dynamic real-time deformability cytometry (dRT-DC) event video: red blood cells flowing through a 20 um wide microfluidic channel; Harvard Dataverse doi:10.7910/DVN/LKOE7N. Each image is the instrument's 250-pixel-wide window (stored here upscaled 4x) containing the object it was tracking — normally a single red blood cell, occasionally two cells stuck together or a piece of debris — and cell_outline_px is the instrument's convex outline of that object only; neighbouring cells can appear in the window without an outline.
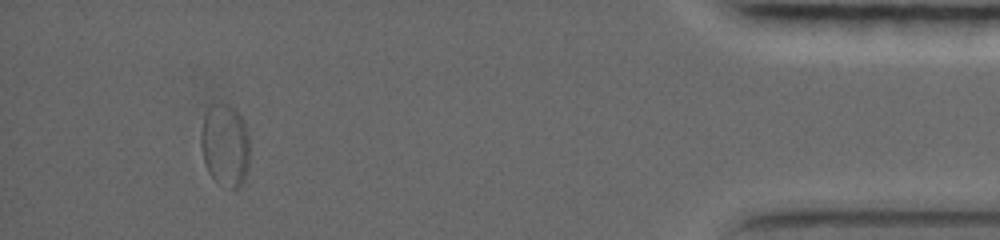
{"species": "common noctule bat (a hibernating species)", "species_latin": "Nyctalus noctula", "temperature_condition": "warm", "stored_images_in_passage": 122, "segment_of_instrument_passage": [2, 3], "camera_frame_rate_fps": 5000, "um_per_image_px": 0.085, "animal": {"sex": "female", "body_mass_g": 19.0, "forearm_length_mm": 56.7}, "frame": {"image": 1, "passage_image": 112, "time_ms": 15.6, "image_size_px": [1000, 240], "cell_outline_px": [[248, 168], [244, 180], [236, 188], [232, 188], [228, 180], [224, 108], [224, 104], [228, 104], [240, 116], [244, 124], [248, 136]], "centroid_in_image_um": [20.05, 12.49], "position_along_channel_um": 415.2, "area_um2": 10.81}}